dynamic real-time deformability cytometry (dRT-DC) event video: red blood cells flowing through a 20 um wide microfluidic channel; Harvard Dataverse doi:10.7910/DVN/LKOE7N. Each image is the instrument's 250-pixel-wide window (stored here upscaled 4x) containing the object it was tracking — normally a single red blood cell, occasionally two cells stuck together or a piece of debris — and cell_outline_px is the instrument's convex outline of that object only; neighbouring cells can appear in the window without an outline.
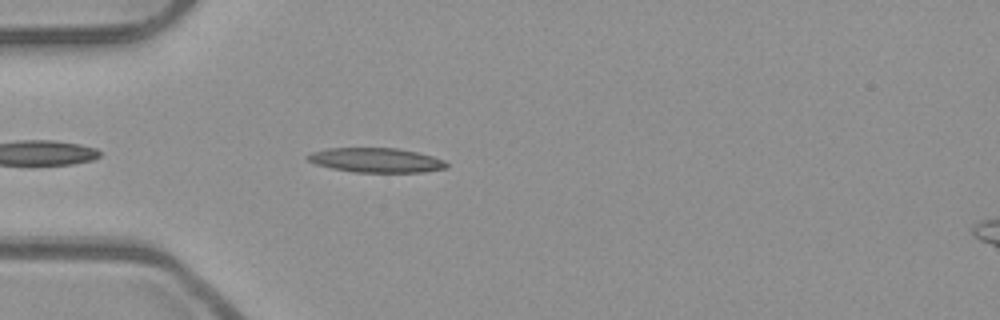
{"species": "common noctule bat (a hibernating species)", "species_latin": "Nyctalus noctula", "temperature_condition": "room temperature", "stored_images_in_passage": 8, "camera_frame_rate_fps": 3000, "um_per_image_px": 0.085, "animal": {"sex": "male", "body_mass_g": 23.1, "forearm_length_mm": 52.7}, "frame": {"image": 1, "passage_image": 4, "time_ms": 1.0, "image_size_px": [1000, 320], "cell_outline_px": [[448, 168], [424, 172], [352, 172], [332, 168], [316, 164], [308, 160], [308, 156], [312, 152], [328, 148], [396, 148], [416, 152], [432, 156], [444, 160], [448, 164]], "centroid_in_image_um": [32.0, 13.62], "position_along_channel_um": 53.0, "area_um2": 19.71}}
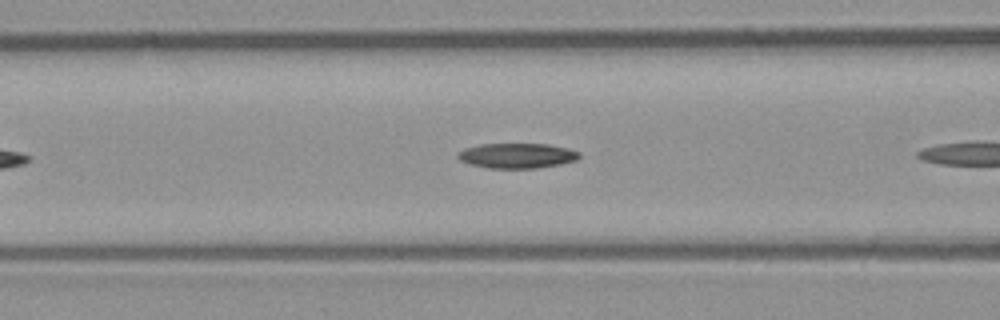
{"frame": {"image": 2, "passage_image": 7, "time_ms": 2.0, "image_size_px": [1000, 320], "cell_outline_px": [[580, 156], [576, 160], [560, 164], [536, 168], [488, 168], [472, 164], [460, 160], [456, 156], [456, 152], [464, 148], [480, 144], [548, 144], [568, 148], [580, 152]], "centroid_in_image_um": [43.93, 13.22], "position_along_channel_um": 122.7, "area_um2": 17.74}}